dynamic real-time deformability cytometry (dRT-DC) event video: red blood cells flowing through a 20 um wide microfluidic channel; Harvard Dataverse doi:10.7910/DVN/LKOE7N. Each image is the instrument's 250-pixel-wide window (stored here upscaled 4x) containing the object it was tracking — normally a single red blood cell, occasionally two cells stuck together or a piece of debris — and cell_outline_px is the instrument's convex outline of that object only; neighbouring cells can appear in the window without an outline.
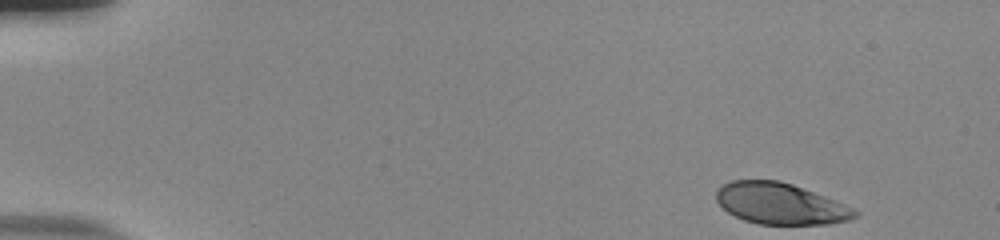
{"species": "human", "species_latin": "Homo sapiens", "temperature_condition": "room temperature", "stored_images_in_passage": 50, "camera_frame_rate_fps": 3000, "um_per_image_px": 0.085, "donor": {"sex": "male"}, "frame": {"image": 1, "passage_image": 1, "time_ms": 0.0, "image_size_px": [1000, 240], "cell_outline_px": [[860, 216], [848, 220], [828, 224], [760, 224], [744, 220], [728, 212], [716, 200], [716, 192], [724, 184], [732, 180], [780, 180], [792, 184], [824, 196], [844, 204], [860, 212]], "centroid_in_image_um": [66.35, 17.31], "position_along_channel_um": 18.7, "area_um2": 33.06}}
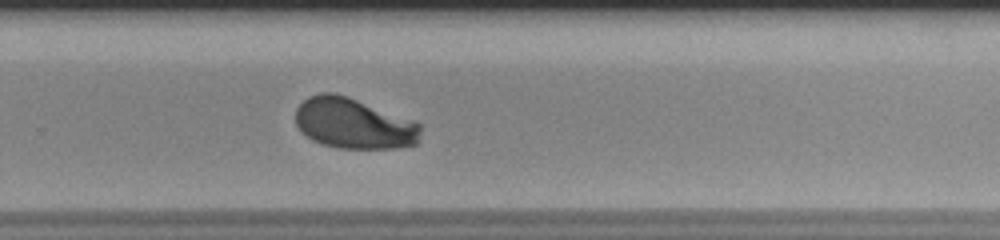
{"frame": {"image": 2, "passage_image": 33, "time_ms": 10.667, "image_size_px": [1000, 240], "cell_outline_px": [[420, 140], [416, 144], [396, 148], [336, 148], [312, 140], [296, 124], [296, 108], [308, 96], [320, 92], [332, 92], [348, 96], [412, 120], [420, 124]], "centroid_in_image_um": [30.06, 10.49], "position_along_channel_um": 299.7, "area_um2": 36.76}}
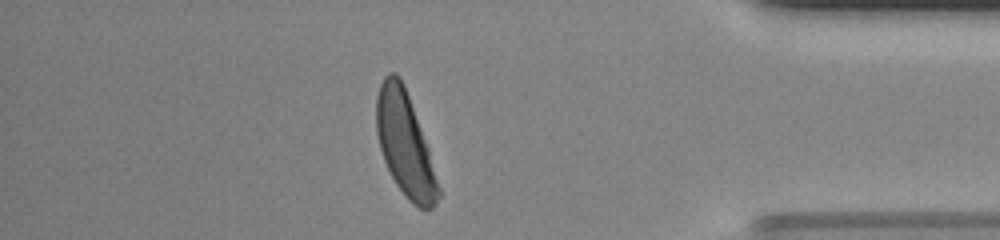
{"frame": {"image": 3, "passage_image": 43, "time_ms": 14.0, "image_size_px": [1000, 240], "cell_outline_px": [[440, 196], [432, 208], [420, 208], [412, 204], [408, 200], [396, 184], [384, 160], [380, 148], [376, 132], [376, 96], [380, 84], [384, 76], [388, 72], [396, 72], [400, 76], [404, 84], [428, 148], [440, 188]], "centroid_in_image_um": [34.4, 12.22], "position_along_channel_um": 400.8, "area_um2": 37.17}, "authors_computed_cell_mechanics": {"area_um2": 37.3677, "velocity_mm_per_s": 3.8489, "shape_relaxation_time_tau1_ms": 3.0677, "shape_relaxation_time_tau2_ms": null, "deformation_change_tau1": 0.1837, "deformation_change_tau2": null}}